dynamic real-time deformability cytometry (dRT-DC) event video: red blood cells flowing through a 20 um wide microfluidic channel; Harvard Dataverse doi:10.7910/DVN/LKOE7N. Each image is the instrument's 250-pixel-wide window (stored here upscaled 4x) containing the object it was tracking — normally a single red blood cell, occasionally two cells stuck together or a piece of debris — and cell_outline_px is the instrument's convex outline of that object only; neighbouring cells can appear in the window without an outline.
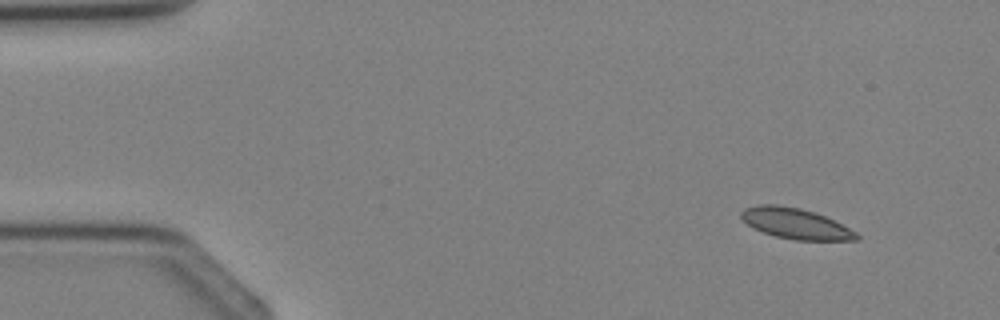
{"species": "Egyptian fruit bat (a non-hibernating species)", "species_latin": "Rousettus aegyptiacus", "temperature_condition": "cold", "stored_images_in_passage": 3, "camera_frame_rate_fps": 3000, "um_per_image_px": 0.085, "animal": {"sex": "female"}, "frame": {"image": 1, "passage_image": 1, "time_ms": 0.0, "image_size_px": [1000, 320], "cell_outline_px": [[860, 240], [796, 240], [776, 236], [752, 228], [740, 216], [740, 212], [744, 208], [756, 204], [776, 204], [800, 208], [816, 212], [856, 232], [860, 236]], "centroid_in_image_um": [67.59, 18.99], "position_along_channel_um": 17.4, "area_um2": 20.52}}